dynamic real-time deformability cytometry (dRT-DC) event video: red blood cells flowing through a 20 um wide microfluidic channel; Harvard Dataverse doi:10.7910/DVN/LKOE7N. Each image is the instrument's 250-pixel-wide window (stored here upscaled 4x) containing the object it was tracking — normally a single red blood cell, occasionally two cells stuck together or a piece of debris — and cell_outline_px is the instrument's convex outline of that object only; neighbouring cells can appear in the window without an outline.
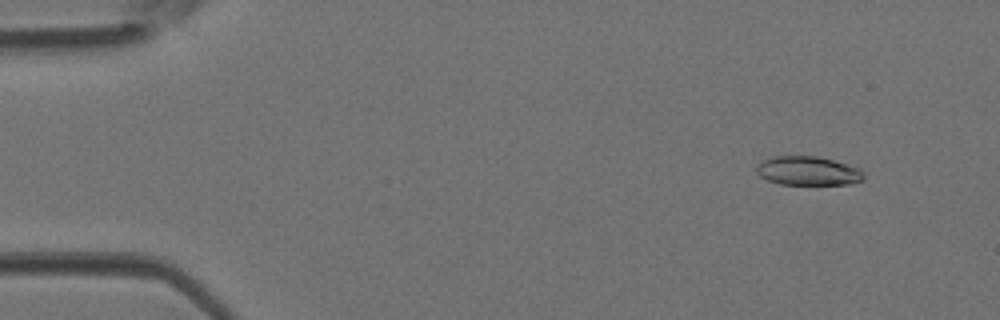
{"species": "Egyptian fruit bat (a non-hibernating species)", "species_latin": "Rousettus aegyptiacus", "temperature_condition": "room temperature", "stored_images_in_passage": 44, "camera_frame_rate_fps": 3000, "um_per_image_px": 0.085, "animal": {"sex": "female"}, "frame": {"image": 1, "passage_image": 4, "time_ms": 1.0, "image_size_px": [1000, 320], "cell_outline_px": [[864, 180], [848, 184], [780, 184], [768, 180], [760, 176], [756, 172], [756, 164], [772, 156], [816, 156], [832, 160], [860, 168], [864, 172]], "centroid_in_image_um": [68.67, 14.52], "position_along_channel_um": 16.3, "area_um2": 18.09}}
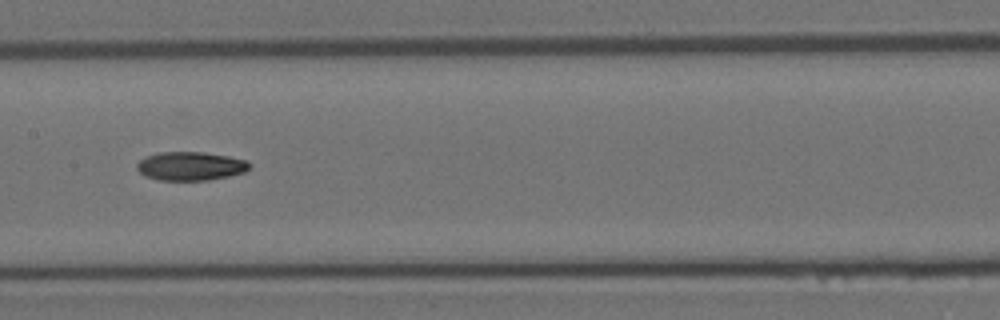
{"frame": {"image": 2, "passage_image": 22, "time_ms": 7.0, "image_size_px": [1000, 320], "cell_outline_px": [[252, 164], [244, 172], [228, 176], [208, 180], [160, 180], [144, 176], [136, 168], [136, 164], [140, 160], [148, 156], [160, 152], [204, 152], [228, 156], [248, 160]], "centroid_in_image_um": [16.2, 14.11], "position_along_channel_um": 191.2, "area_um2": 18.79}}
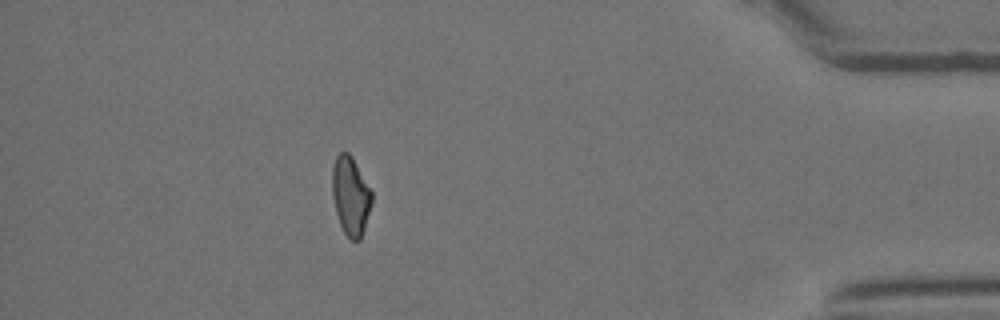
{"frame": {"image": 3, "passage_image": 39, "time_ms": 12.667, "image_size_px": [1000, 320], "cell_outline_px": [[372, 204], [360, 240], [352, 240], [344, 232], [340, 224], [336, 212], [332, 196], [332, 168], [336, 156], [340, 152], [348, 152], [352, 156], [372, 192]], "centroid_in_image_um": [29.8, 16.63], "position_along_channel_um": 405.4, "area_um2": 18.03}}